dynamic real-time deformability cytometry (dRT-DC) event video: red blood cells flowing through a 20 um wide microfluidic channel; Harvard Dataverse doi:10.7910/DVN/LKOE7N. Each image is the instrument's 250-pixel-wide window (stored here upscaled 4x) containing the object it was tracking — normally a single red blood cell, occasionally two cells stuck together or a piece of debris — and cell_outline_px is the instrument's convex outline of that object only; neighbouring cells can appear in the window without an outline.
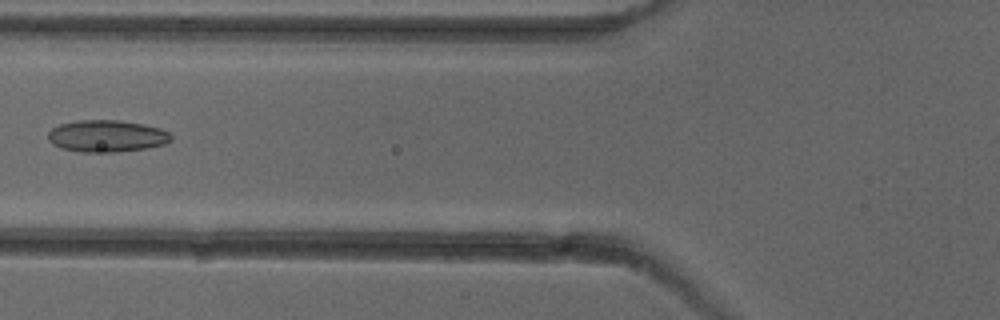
{"species": "common noctule bat (a hibernating species)", "species_latin": "Nyctalus noctula", "temperature_condition": "cold", "stored_images_in_passage": 6, "camera_frame_rate_fps": 3000, "um_per_image_px": 0.085, "animal": {"sex": "female"}, "frame": {"image": 1, "passage_image": 5, "time_ms": 5.667, "image_size_px": [1000, 320], "cell_outline_px": [[172, 140], [164, 144], [148, 148], [116, 152], [80, 152], [60, 148], [52, 144], [48, 140], [48, 132], [52, 128], [60, 124], [76, 120], [120, 120], [144, 124], [160, 128], [168, 132], [172, 136]], "centroid_in_image_um": [9.06, 11.56], "position_along_channel_um": 116.7, "area_um2": 23.12}}
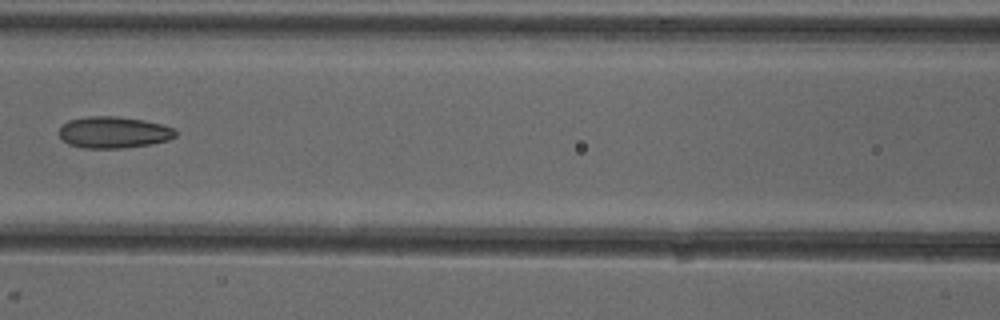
{"frame": {"image": 2, "passage_image": 6, "time_ms": 6.667, "image_size_px": [1000, 320], "cell_outline_px": [[176, 136], [168, 140], [152, 144], [120, 148], [84, 148], [68, 144], [60, 136], [60, 128], [68, 120], [88, 116], [116, 116], [144, 120], [160, 124], [172, 128], [176, 132]], "centroid_in_image_um": [9.65, 11.25], "position_along_channel_um": 156.9, "area_um2": 21.27}}